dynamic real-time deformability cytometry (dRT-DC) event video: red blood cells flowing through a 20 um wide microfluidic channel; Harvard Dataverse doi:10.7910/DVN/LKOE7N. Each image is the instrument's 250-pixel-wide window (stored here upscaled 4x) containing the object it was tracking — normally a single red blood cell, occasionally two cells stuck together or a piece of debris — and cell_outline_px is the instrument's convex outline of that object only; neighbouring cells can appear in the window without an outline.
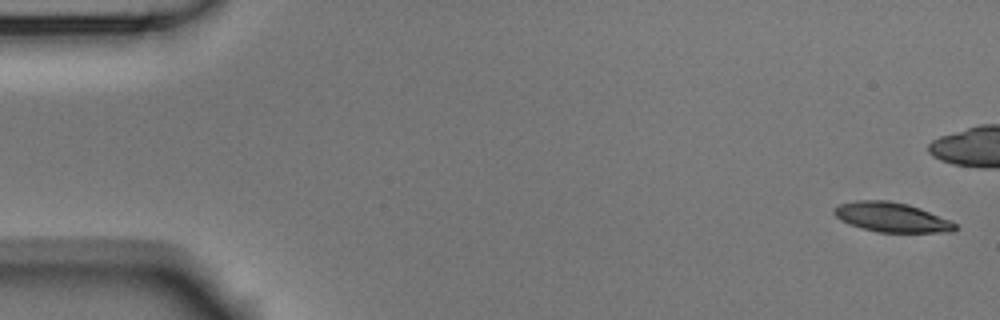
{"species": "Egyptian fruit bat (a non-hibernating species)", "species_latin": "Rousettus aegyptiacus", "temperature_condition": "room temperature", "stored_images_in_passage": 5, "camera_frame_rate_fps": 3000, "um_per_image_px": 0.085, "animal": {"sex": "male"}, "frame": {"image": 1, "passage_image": 1, "time_ms": 0.0, "image_size_px": [1000, 320], "cell_outline_px": [[956, 232], [876, 232], [860, 228], [848, 224], [840, 220], [832, 212], [832, 208], [840, 204], [856, 200], [884, 200], [908, 204], [920, 208], [952, 220], [956, 224]], "centroid_in_image_um": [75.78, 18.47], "position_along_channel_um": 9.2, "area_um2": 21.1}}